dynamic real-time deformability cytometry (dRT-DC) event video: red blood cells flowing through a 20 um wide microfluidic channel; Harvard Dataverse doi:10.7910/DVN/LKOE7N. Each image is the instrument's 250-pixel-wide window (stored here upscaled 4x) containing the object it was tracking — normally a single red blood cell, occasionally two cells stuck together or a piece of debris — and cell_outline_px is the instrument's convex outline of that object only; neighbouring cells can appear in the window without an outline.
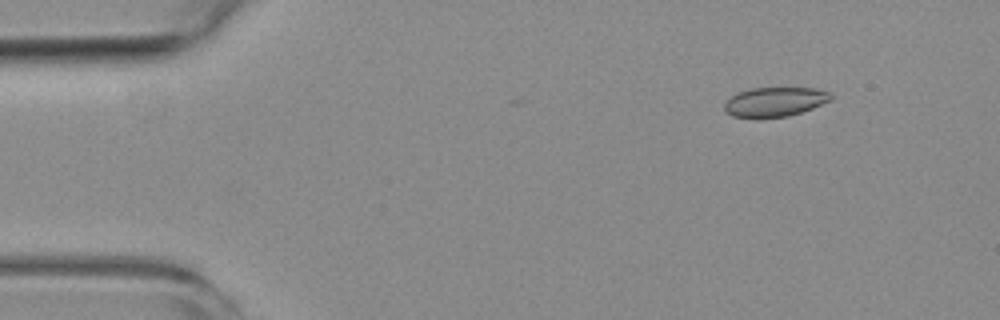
{"species": "common noctule bat (a hibernating species)", "species_latin": "Nyctalus noctula", "temperature_condition": "room temperature", "stored_images_in_passage": 6, "camera_frame_rate_fps": 3000, "um_per_image_px": 0.085, "animal": {"sex": "female", "body_mass_g": 19.3, "forearm_length_mm": 54.1}, "frame": {"image": 1, "passage_image": 2, "time_ms": 1.0, "image_size_px": [1000, 320], "cell_outline_px": [[832, 96], [828, 100], [812, 108], [788, 116], [732, 116], [724, 108], [724, 104], [732, 96], [740, 92], [752, 88], [812, 88], [832, 92]], "centroid_in_image_um": [65.88, 8.63], "position_along_channel_um": 19.1, "area_um2": 17.51}}
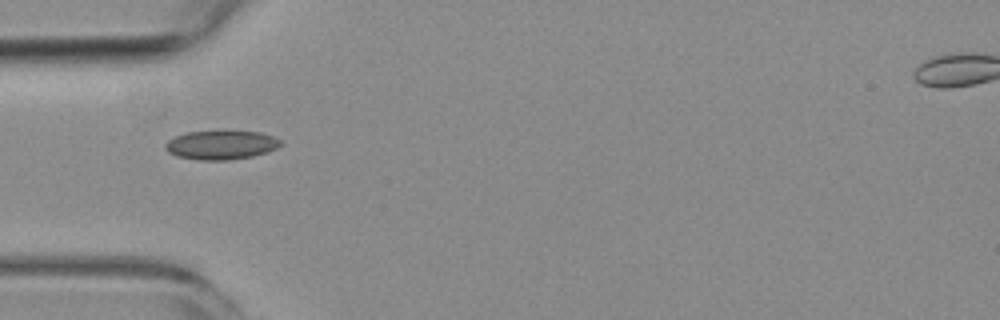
{"frame": {"image": 2, "passage_image": 5, "time_ms": 4.667, "image_size_px": [1000, 320], "cell_outline_px": [[280, 144], [276, 148], [268, 152], [252, 156], [228, 160], [200, 160], [176, 156], [168, 152], [164, 148], [164, 144], [168, 140], [176, 136], [188, 132], [260, 132], [272, 136], [280, 140]], "centroid_in_image_um": [18.76, 12.34], "position_along_channel_um": 66.2, "area_um2": 19.13}}
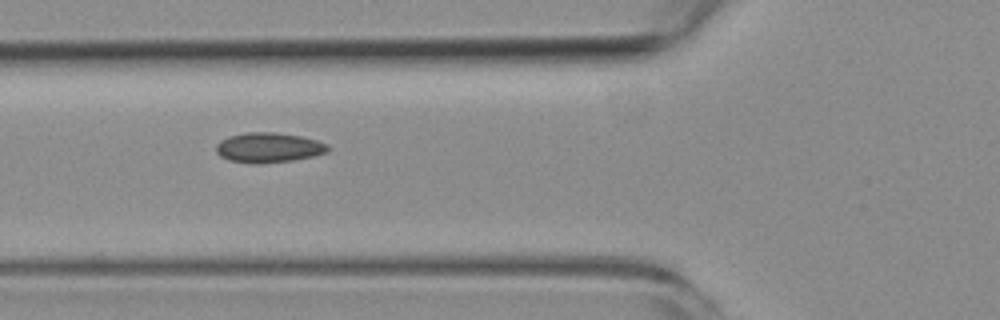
{"frame": {"image": 3, "passage_image": 6, "time_ms": 5.667, "image_size_px": [1000, 320], "cell_outline_px": [[328, 152], [312, 156], [292, 160], [256, 164], [248, 164], [228, 160], [220, 156], [216, 152], [216, 144], [220, 140], [228, 136], [244, 132], [276, 132], [300, 136], [316, 140], [328, 144]], "centroid_in_image_um": [22.78, 12.54], "position_along_channel_um": 103.0, "area_um2": 19.65}}